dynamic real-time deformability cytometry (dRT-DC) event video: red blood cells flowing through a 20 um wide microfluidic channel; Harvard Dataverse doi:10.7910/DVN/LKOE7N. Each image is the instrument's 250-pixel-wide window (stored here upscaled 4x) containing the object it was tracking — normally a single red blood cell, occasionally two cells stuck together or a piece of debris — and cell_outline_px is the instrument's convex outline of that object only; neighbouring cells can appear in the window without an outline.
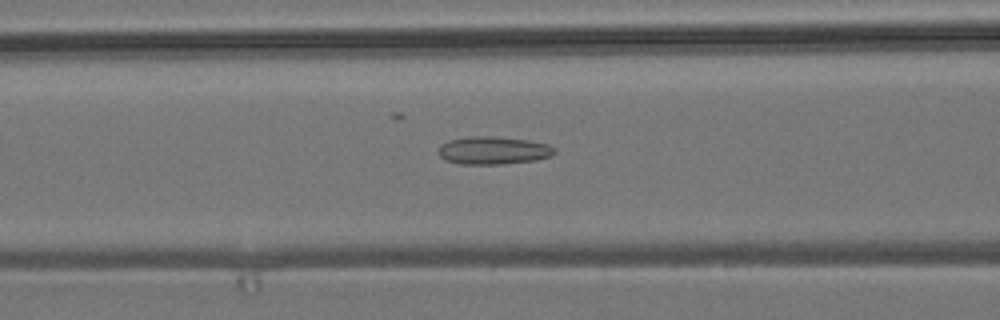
{"species": "common noctule bat (a hibernating species)", "species_latin": "Nyctalus noctula", "temperature_condition": "room temperature", "stored_images_in_passage": 39, "camera_frame_rate_fps": 3000, "um_per_image_px": 0.085, "animal": {"sex": "male", "body_mass_g": 19.2, "forearm_length_mm": 51.8}, "frame": {"image": 1, "passage_image": 9, "time_ms": 2.667, "image_size_px": [1000, 320], "cell_outline_px": [[556, 152], [552, 156], [536, 160], [504, 164], [460, 164], [444, 160], [440, 156], [440, 144], [448, 140], [468, 136], [492, 136], [528, 140], [548, 144], [556, 148]], "centroid_in_image_um": [41.95, 12.78], "position_along_channel_um": 124.7, "area_um2": 19.02}}
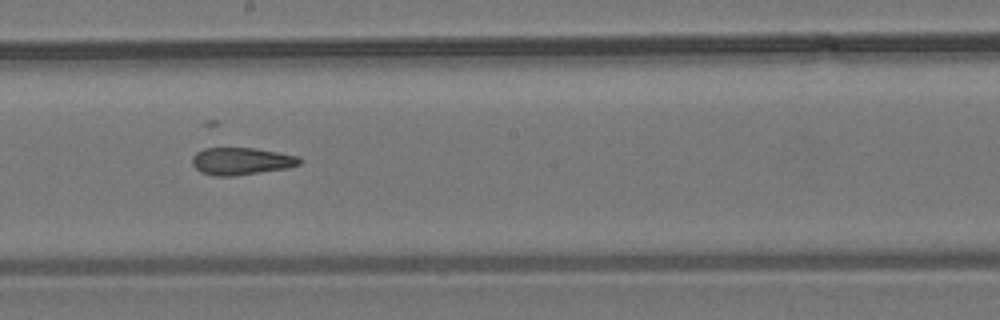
{"frame": {"image": 2, "passage_image": 17, "time_ms": 5.333, "image_size_px": [1000, 320], "cell_outline_px": [[304, 160], [300, 164], [288, 168], [236, 176], [212, 176], [200, 172], [192, 164], [192, 156], [196, 152], [204, 148], [256, 148], [300, 156]], "centroid_in_image_um": [20.53, 13.7], "position_along_channel_um": 227.7, "area_um2": 17.4}}
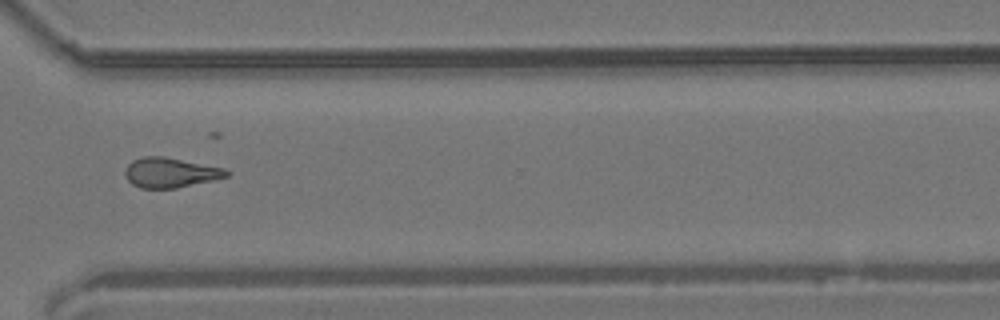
{"frame": {"image": 3, "passage_image": 27, "time_ms": 8.667, "image_size_px": [1000, 320], "cell_outline_px": [[232, 172], [228, 176], [212, 180], [176, 188], [140, 188], [132, 184], [128, 180], [124, 172], [124, 168], [132, 160], [144, 156], [164, 156], [224, 168]], "centroid_in_image_um": [14.46, 14.66], "position_along_channel_um": 356.1, "area_um2": 17.69}, "authors_computed_cell_mechanics": {"area_um2": 17.34, "velocity_mm_per_s": 3.8696, "shape_relaxation_time_tau1_ms": null, "shape_relaxation_time_tau2_ms": 3.0172, "deformation_change_tau1": null, "deformation_change_tau2": 0.1275}}